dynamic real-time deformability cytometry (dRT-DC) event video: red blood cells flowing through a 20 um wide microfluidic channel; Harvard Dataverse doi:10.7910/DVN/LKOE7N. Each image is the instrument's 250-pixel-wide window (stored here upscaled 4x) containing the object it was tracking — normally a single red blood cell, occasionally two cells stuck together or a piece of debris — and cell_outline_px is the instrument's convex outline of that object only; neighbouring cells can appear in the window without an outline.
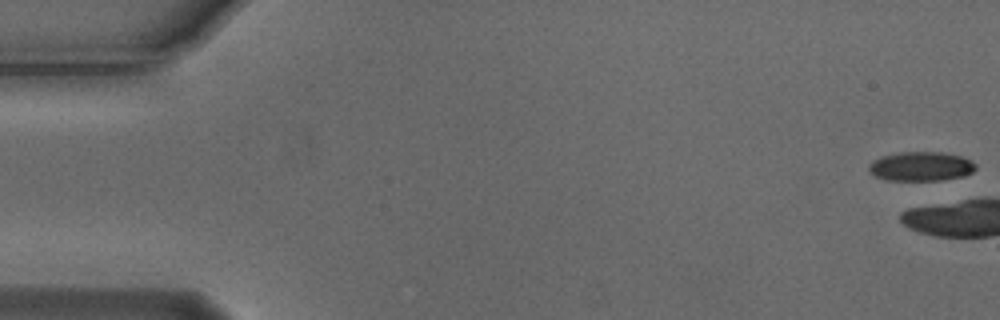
{"species": "Egyptian fruit bat (a non-hibernating species)", "species_latin": "Rousettus aegyptiacus", "temperature_condition": "cold", "stored_images_in_passage": 6, "camera_frame_rate_fps": 3000, "um_per_image_px": 0.085, "animal": {"sex": "male"}, "frame": {"image": 1, "passage_image": 1, "time_ms": 0.0, "image_size_px": [1000, 320], "cell_outline_px": [[976, 168], [972, 172], [964, 176], [940, 180], [884, 180], [868, 172], [868, 164], [872, 160], [880, 156], [900, 152], [944, 152], [960, 156], [972, 160], [976, 164]], "centroid_in_image_um": [78.26, 14.13], "position_along_channel_um": 6.7, "area_um2": 18.44}}